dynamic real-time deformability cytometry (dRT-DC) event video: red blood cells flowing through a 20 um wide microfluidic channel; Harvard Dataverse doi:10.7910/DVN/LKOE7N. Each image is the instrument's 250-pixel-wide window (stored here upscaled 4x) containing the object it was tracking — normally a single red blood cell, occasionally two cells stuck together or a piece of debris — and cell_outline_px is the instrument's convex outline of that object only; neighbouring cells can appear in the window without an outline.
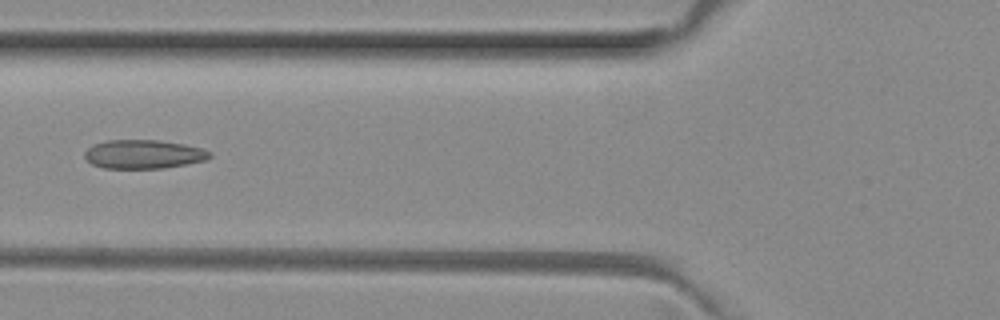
{"species": "common noctule bat (a hibernating species)", "species_latin": "Nyctalus noctula", "temperature_condition": "room temperature", "stored_images_in_passage": 7, "camera_frame_rate_fps": 3000, "um_per_image_px": 0.085, "animal": {"sex": "female", "body_mass_g": 29.2, "forearm_length_mm": 56.3}, "frame": {"image": 1, "passage_image": 5, "time_ms": 1.333, "image_size_px": [1000, 320], "cell_outline_px": [[212, 156], [204, 160], [164, 168], [104, 168], [92, 164], [84, 156], [84, 152], [92, 144], [108, 140], [160, 140], [184, 144], [200, 148], [212, 152]], "centroid_in_image_um": [12.18, 13.1], "position_along_channel_um": 113.6, "area_um2": 20.92}}
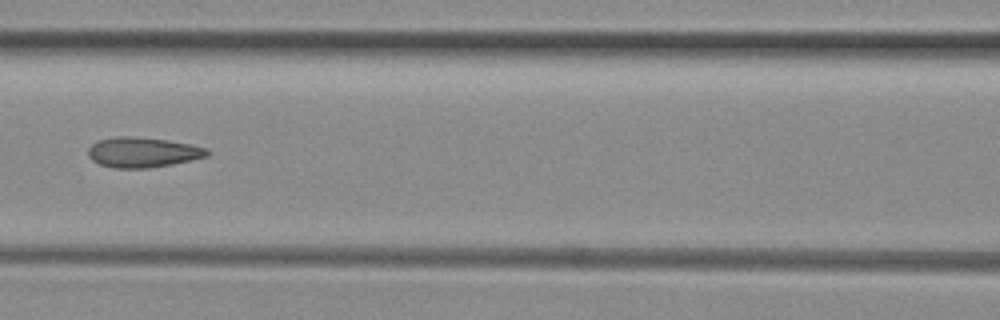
{"frame": {"image": 2, "passage_image": 6, "time_ms": 1.667, "image_size_px": [1000, 320], "cell_outline_px": [[208, 156], [192, 160], [172, 164], [148, 168], [116, 168], [100, 164], [92, 160], [88, 156], [88, 148], [92, 144], [100, 140], [116, 136], [132, 136], [168, 140], [192, 144], [208, 148]], "centroid_in_image_um": [12.15, 12.94], "position_along_channel_um": 154.5, "area_um2": 20.92}}
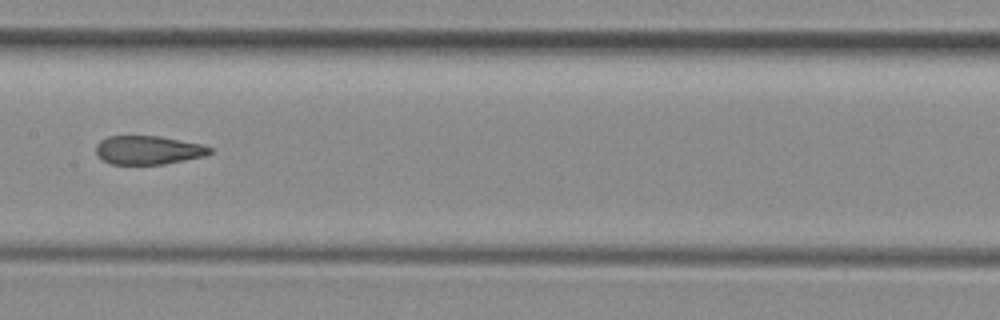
{"frame": {"image": 3, "passage_image": 7, "time_ms": 2.0, "image_size_px": [1000, 320], "cell_outline_px": [[212, 152], [204, 156], [164, 164], [112, 164], [104, 160], [96, 152], [96, 144], [100, 140], [108, 136], [160, 136], [204, 144], [212, 148]], "centroid_in_image_um": [12.63, 12.74], "position_along_channel_um": 194.8, "area_um2": 19.02}}